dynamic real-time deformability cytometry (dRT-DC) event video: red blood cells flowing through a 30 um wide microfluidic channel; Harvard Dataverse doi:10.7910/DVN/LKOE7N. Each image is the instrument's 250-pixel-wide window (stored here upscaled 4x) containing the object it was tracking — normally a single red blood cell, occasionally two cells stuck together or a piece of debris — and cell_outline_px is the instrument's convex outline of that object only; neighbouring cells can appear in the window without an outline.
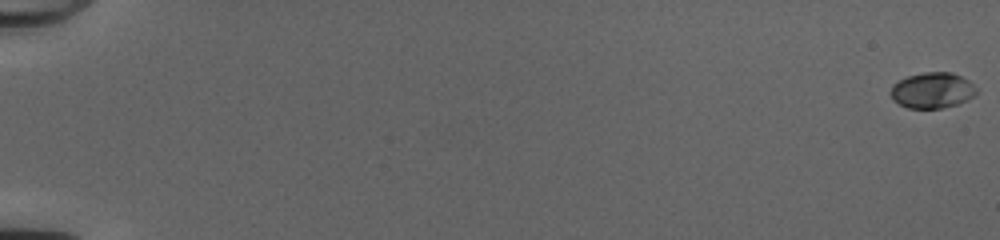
{"species": "common noctule bat (a hibernating species)", "species_latin": "Nyctalus noctula", "temperature_condition": "cold", "stored_images_in_passage": 54, "camera_frame_rate_fps": 3000, "um_per_image_px": 0.085, "animal": {"sex": "female", "body_mass_g": 20.0, "forearm_length_mm": 54.0}, "frame": {"image": 1, "passage_image": 1, "time_ms": 0.0, "image_size_px": [1000, 240], "cell_outline_px": [[976, 92], [968, 100], [944, 108], [908, 108], [892, 100], [888, 92], [892, 84], [908, 76], [924, 72], [952, 72], [968, 80], [976, 88]], "centroid_in_image_um": [79.2, 7.68], "position_along_channel_um": 5.8, "area_um2": 17.92}}
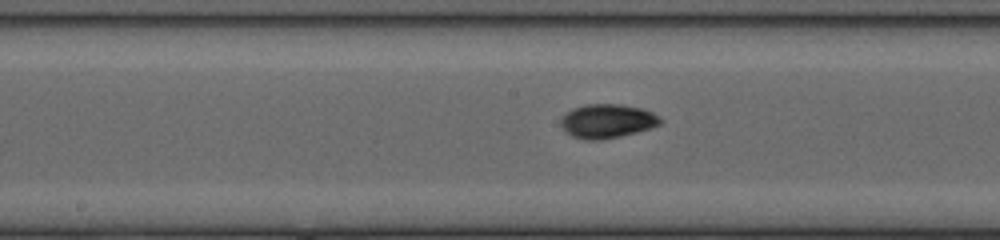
{"frame": {"image": 2, "passage_image": 31, "time_ms": 10.0, "image_size_px": [1000, 240], "cell_outline_px": [[664, 120], [660, 124], [652, 128], [620, 136], [600, 140], [584, 140], [572, 136], [560, 124], [560, 120], [572, 108], [584, 104], [620, 104], [644, 108], [660, 116]], "centroid_in_image_um": [51.66, 10.28], "position_along_channel_um": 196.5, "area_um2": 19.83}}
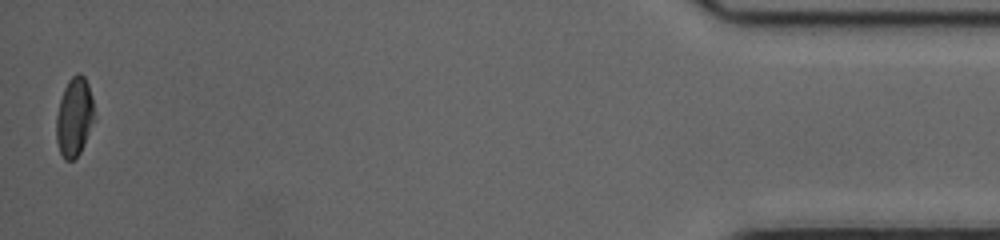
{"frame": {"image": 3, "passage_image": 54, "time_ms": 17.667, "image_size_px": [1000, 240], "cell_outline_px": [[92, 120], [84, 144], [80, 152], [72, 160], [64, 160], [60, 152], [56, 140], [56, 116], [60, 100], [64, 88], [68, 80], [76, 72], [80, 72], [84, 76], [88, 84], [92, 96]], "centroid_in_image_um": [6.28, 9.91], "position_along_channel_um": 428.9, "area_um2": 17.11}, "authors_computed_cell_mechanics": {"area_um2": 17.9469, "velocity_mm_per_s": 4.0495, "shape_relaxation_time_tau1_ms": 3.1452, "shape_relaxation_time_tau2_ms": 2.8886, "deformation_change_tau1": 0.1269, "deformation_change_tau2": 0.0545}}